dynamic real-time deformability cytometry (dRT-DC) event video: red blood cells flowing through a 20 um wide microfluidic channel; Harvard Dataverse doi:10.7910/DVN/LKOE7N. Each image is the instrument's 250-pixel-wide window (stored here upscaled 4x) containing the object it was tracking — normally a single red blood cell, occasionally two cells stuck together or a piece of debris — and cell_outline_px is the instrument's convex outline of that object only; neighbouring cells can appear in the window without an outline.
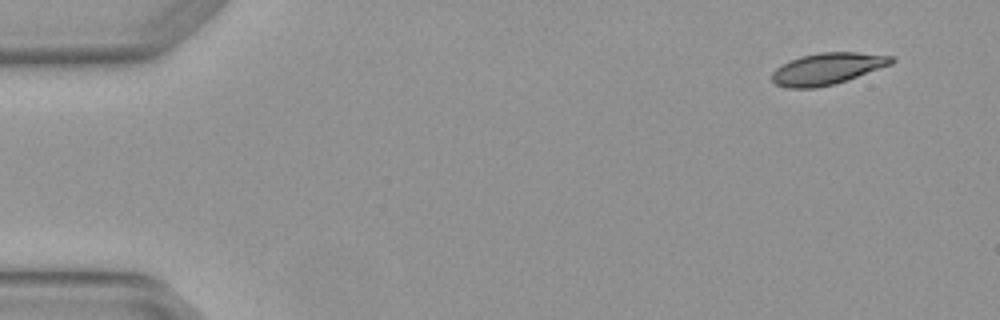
{"species": "Egyptian fruit bat (a non-hibernating species)", "species_latin": "Rousettus aegyptiacus", "temperature_condition": "warm", "stored_images_in_passage": 4, "camera_frame_rate_fps": 3000, "um_per_image_px": 0.085, "animal": {"sex": "female"}, "frame": {"image": 1, "passage_image": 1, "time_ms": 0.0, "image_size_px": [1000, 320], "cell_outline_px": [[896, 60], [892, 64], [848, 80], [836, 84], [816, 88], [784, 88], [776, 84], [772, 80], [772, 72], [776, 68], [788, 60], [800, 56], [820, 52], [856, 52], [896, 56]], "centroid_in_image_um": [70.33, 5.84], "position_along_channel_um": 14.7, "area_um2": 22.37}}
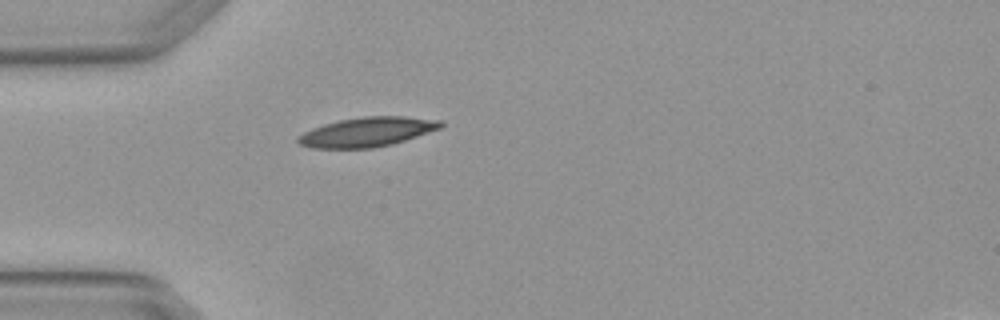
{"frame": {"image": 2, "passage_image": 4, "time_ms": 1.0, "image_size_px": [1000, 320], "cell_outline_px": [[444, 124], [440, 128], [392, 144], [372, 148], [312, 148], [300, 144], [296, 140], [296, 136], [312, 128], [324, 124], [340, 120], [364, 116], [404, 116], [440, 120]], "centroid_in_image_um": [31.17, 11.21], "position_along_channel_um": 53.8, "area_um2": 24.33}}